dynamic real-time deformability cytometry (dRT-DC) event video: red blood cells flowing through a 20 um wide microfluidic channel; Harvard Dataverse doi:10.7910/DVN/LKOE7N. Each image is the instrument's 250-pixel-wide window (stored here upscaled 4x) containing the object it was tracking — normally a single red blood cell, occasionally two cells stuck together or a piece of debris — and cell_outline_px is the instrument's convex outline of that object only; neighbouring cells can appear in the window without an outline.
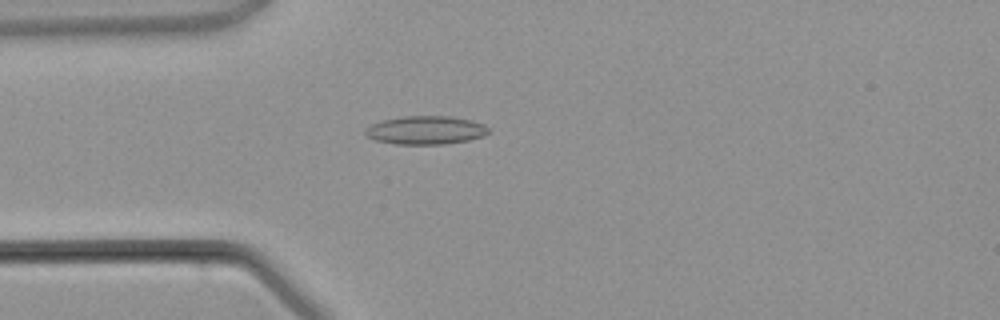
{"species": "common noctule bat (a hibernating species)", "species_latin": "Nyctalus noctula", "temperature_condition": "warm", "stored_images_in_passage": 3, "camera_frame_rate_fps": 3000, "um_per_image_px": 0.085, "animal": {"sex": "male", "body_mass_g": 21.5, "forearm_length_mm": 52.0}, "frame": {"image": 1, "passage_image": 3, "time_ms": 2.667, "image_size_px": [1000, 320], "cell_outline_px": [[488, 132], [484, 136], [468, 140], [444, 144], [396, 144], [376, 140], [368, 136], [364, 132], [372, 124], [384, 120], [404, 116], [452, 116], [472, 120], [484, 124], [488, 128]], "centroid_in_image_um": [36.23, 11.06], "position_along_channel_um": 48.8, "area_um2": 20.23}}